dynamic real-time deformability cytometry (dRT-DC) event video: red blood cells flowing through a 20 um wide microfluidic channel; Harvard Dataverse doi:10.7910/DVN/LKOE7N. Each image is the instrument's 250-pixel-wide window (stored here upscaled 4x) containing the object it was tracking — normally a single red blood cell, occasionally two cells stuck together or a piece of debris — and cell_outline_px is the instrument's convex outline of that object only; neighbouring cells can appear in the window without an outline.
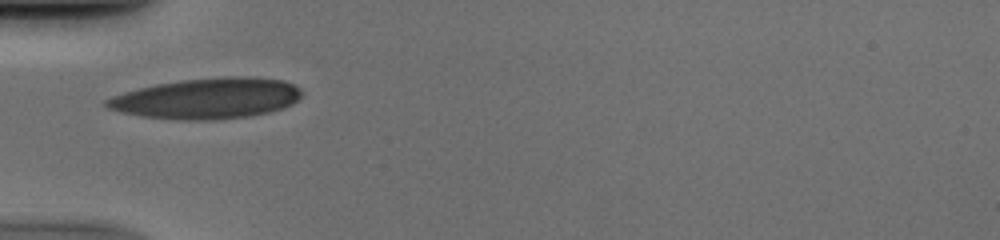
{"species": "human", "species_latin": "Homo sapiens", "temperature_condition": "cold", "stored_images_in_passage": 32, "camera_frame_rate_fps": 3000, "um_per_image_px": 0.085, "donor": {"sex": "male"}, "frame": {"image": 1, "passage_image": 1, "time_ms": 0.0, "image_size_px": [1000, 240], "cell_outline_px": [[304, 92], [292, 104], [284, 108], [272, 112], [248, 116], [216, 120], [180, 120], [140, 116], [120, 112], [108, 108], [104, 104], [104, 100], [112, 96], [124, 92], [156, 84], [184, 80], [228, 76], [252, 76], [284, 80], [300, 88]], "centroid_in_image_um": [17.62, 8.37], "position_along_channel_um": 67.4, "area_um2": 46.53}}
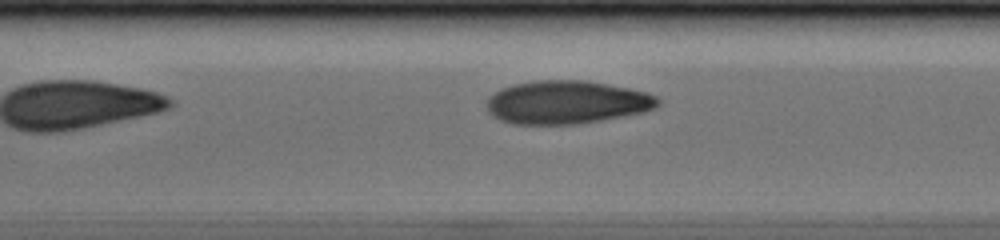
{"frame": {"image": 2, "passage_image": 8, "time_ms": 2.333, "image_size_px": [1000, 240], "cell_outline_px": [[660, 104], [656, 108], [640, 112], [600, 120], [576, 124], [512, 124], [500, 120], [492, 116], [488, 112], [488, 96], [500, 88], [512, 84], [536, 80], [584, 80], [628, 88], [644, 92], [656, 96], [660, 100]], "centroid_in_image_um": [48.12, 8.69], "position_along_channel_um": 159.3, "area_um2": 43.0}}
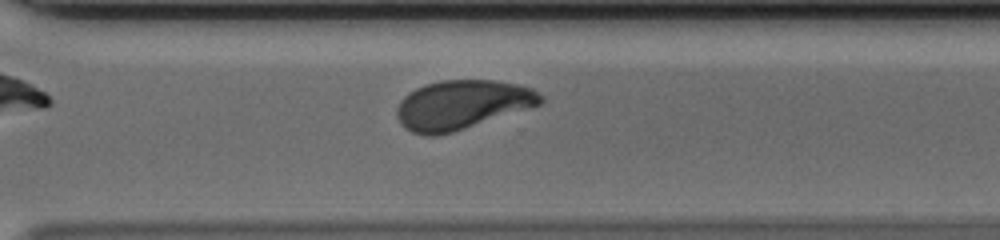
{"frame": {"image": 3, "passage_image": 21, "time_ms": 6.667, "image_size_px": [1000, 240], "cell_outline_px": [[544, 100], [540, 104], [528, 108], [452, 132], [436, 136], [424, 136], [412, 132], [404, 128], [400, 124], [396, 116], [396, 108], [400, 100], [404, 96], [416, 88], [424, 84], [440, 80], [496, 80], [520, 84], [532, 88], [544, 96]], "centroid_in_image_um": [39.23, 8.89], "position_along_channel_um": 331.4, "area_um2": 41.27}}